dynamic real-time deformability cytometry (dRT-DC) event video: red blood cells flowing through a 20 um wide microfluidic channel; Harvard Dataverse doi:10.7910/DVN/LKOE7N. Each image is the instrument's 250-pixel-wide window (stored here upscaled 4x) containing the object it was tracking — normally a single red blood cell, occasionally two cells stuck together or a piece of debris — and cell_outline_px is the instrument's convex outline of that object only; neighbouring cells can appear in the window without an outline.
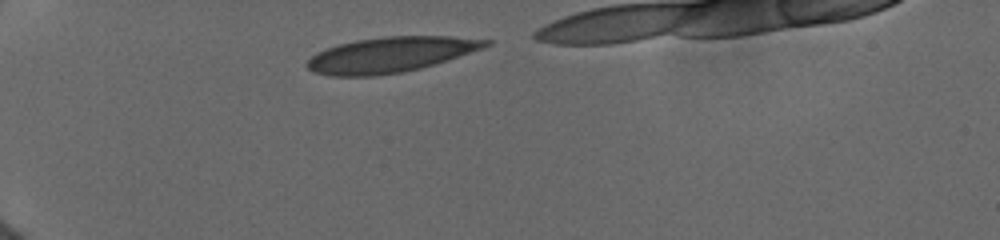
{"species": "human", "species_latin": "Homo sapiens", "temperature_condition": "cold", "stored_images_in_passage": 3, "camera_frame_rate_fps": 3000, "um_per_image_px": 0.085, "donor": {"sex": "female"}, "frame": {"image": 1, "passage_image": 1, "time_ms": 0.0, "image_size_px": [1000, 240], "cell_outline_px": [[492, 44], [420, 68], [400, 72], [376, 76], [328, 76], [312, 72], [304, 64], [316, 52], [340, 44], [356, 40], [384, 36], [452, 36], [492, 40]], "centroid_in_image_um": [33.11, 4.65], "position_along_channel_um": 51.9, "area_um2": 36.36}}